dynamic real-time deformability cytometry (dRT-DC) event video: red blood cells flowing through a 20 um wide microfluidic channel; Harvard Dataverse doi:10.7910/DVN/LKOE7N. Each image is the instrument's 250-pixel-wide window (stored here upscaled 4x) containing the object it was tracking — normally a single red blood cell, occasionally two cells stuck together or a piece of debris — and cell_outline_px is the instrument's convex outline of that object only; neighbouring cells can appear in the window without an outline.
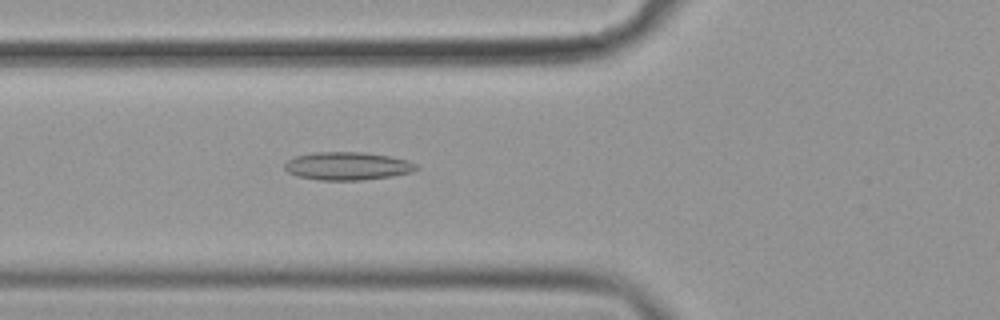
{"species": "common noctule bat (a hibernating species)", "species_latin": "Nyctalus noctula", "temperature_condition": "cold", "stored_images_in_passage": 24, "camera_frame_rate_fps": 3000, "um_per_image_px": 0.085, "animal": {"sex": "female", "body_mass_g": 19.9}, "frame": {"image": 1, "passage_image": 4, "time_ms": 1.0, "image_size_px": [1000, 320], "cell_outline_px": [[420, 168], [412, 172], [392, 176], [364, 180], [316, 180], [296, 176], [288, 172], [284, 168], [284, 164], [292, 156], [312, 152], [364, 152], [392, 156], [408, 160], [416, 164]], "centroid_in_image_um": [29.52, 14.11], "position_along_channel_um": 96.3, "area_um2": 21.91}}
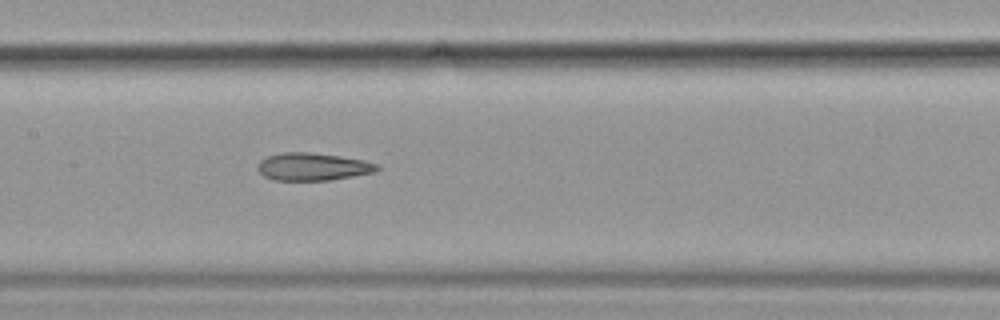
{"frame": {"image": 2, "passage_image": 11, "time_ms": 3.333, "image_size_px": [1000, 320], "cell_outline_px": [[380, 168], [372, 172], [352, 176], [328, 180], [272, 180], [264, 176], [256, 168], [256, 164], [260, 160], [268, 156], [280, 152], [308, 152], [340, 156], [364, 160], [380, 164]], "centroid_in_image_um": [26.55, 14.16], "position_along_channel_um": 180.9, "area_um2": 19.25}}
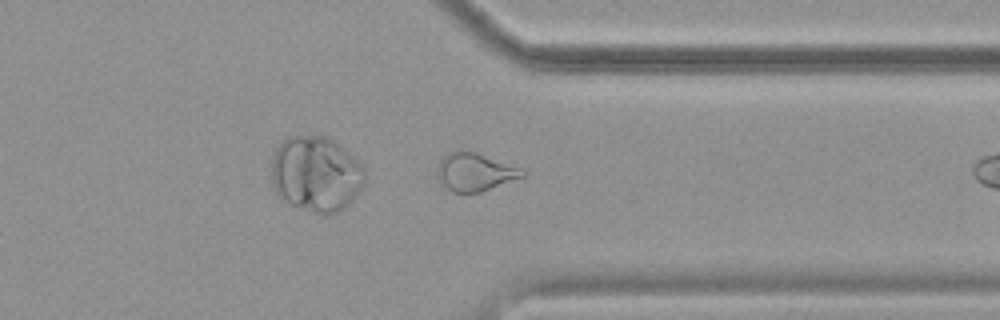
{"frame": {"image": 3, "passage_image": 23, "time_ms": 7.333, "image_size_px": [1000, 320], "cell_outline_px": [[528, 176], [480, 192], [452, 192], [436, 176], [436, 172], [440, 160], [448, 152], [476, 152], [520, 168], [528, 172]], "centroid_in_image_um": [40.42, 14.64], "position_along_channel_um": 371.0, "area_um2": 18.67}}